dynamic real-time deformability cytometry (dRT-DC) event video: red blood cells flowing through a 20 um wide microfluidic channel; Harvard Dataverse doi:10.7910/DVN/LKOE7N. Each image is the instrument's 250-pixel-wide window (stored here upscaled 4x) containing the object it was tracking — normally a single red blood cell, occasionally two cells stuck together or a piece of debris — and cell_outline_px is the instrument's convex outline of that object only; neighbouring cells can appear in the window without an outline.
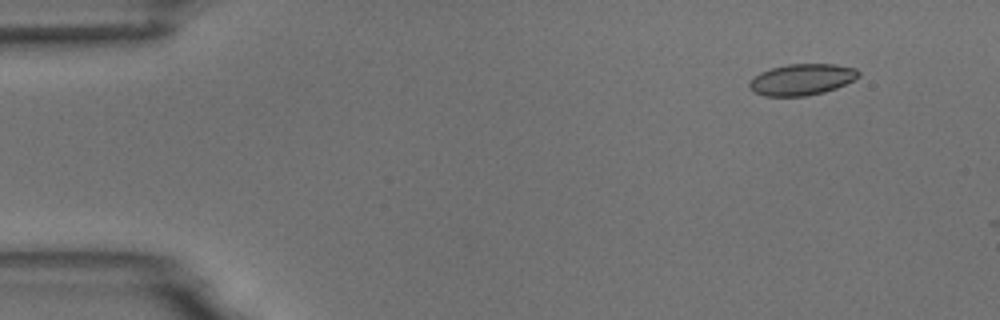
{"species": "common noctule bat (a hibernating species)", "species_latin": "Nyctalus noctula", "temperature_condition": "room temperature", "stored_images_in_passage": 4, "camera_frame_rate_fps": 3000, "um_per_image_px": 0.085, "animal": {"sex": "male", "body_mass_g": 18.8}, "frame": {"image": 1, "passage_image": 2, "time_ms": 1.0, "image_size_px": [1000, 320], "cell_outline_px": [[860, 76], [836, 88], [824, 92], [804, 96], [764, 96], [748, 88], [748, 84], [760, 72], [772, 68], [788, 64], [836, 64], [856, 68], [860, 72]], "centroid_in_image_um": [68.17, 6.75], "position_along_channel_um": 16.8, "area_um2": 19.77}}